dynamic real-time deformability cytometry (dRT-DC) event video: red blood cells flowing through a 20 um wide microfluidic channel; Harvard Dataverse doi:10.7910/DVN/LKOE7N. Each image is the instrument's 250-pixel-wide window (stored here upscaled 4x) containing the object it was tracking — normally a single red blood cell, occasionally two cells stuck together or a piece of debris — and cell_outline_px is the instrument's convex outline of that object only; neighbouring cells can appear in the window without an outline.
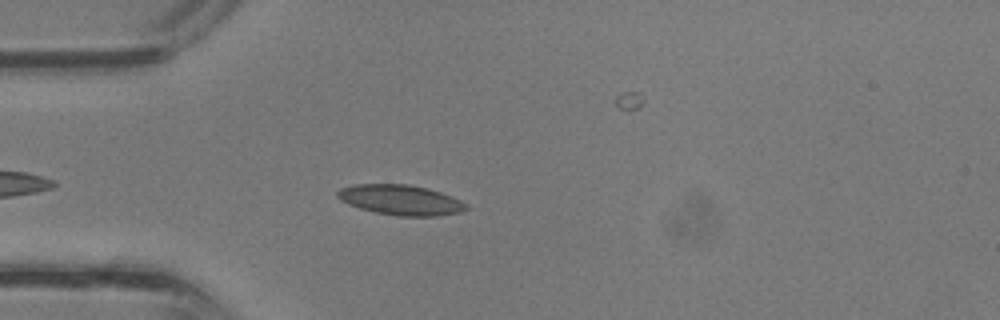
{"species": "common noctule bat (a hibernating species)", "species_latin": "Nyctalus noctula", "temperature_condition": "room temperature", "stored_images_in_passage": 26, "camera_frame_rate_fps": 3000, "um_per_image_px": 0.085, "animal": {"sex": "male", "body_mass_g": 13.3}, "frame": {"image": 1, "passage_image": 4, "time_ms": 1.0, "image_size_px": [1000, 320], "cell_outline_px": [[468, 208], [460, 212], [436, 216], [396, 216], [376, 212], [360, 208], [348, 204], [340, 200], [336, 196], [336, 192], [340, 188], [352, 184], [408, 184], [428, 188], [440, 192], [460, 200], [468, 204]], "centroid_in_image_um": [34.03, 16.99], "position_along_channel_um": 51.0, "area_um2": 22.72}}
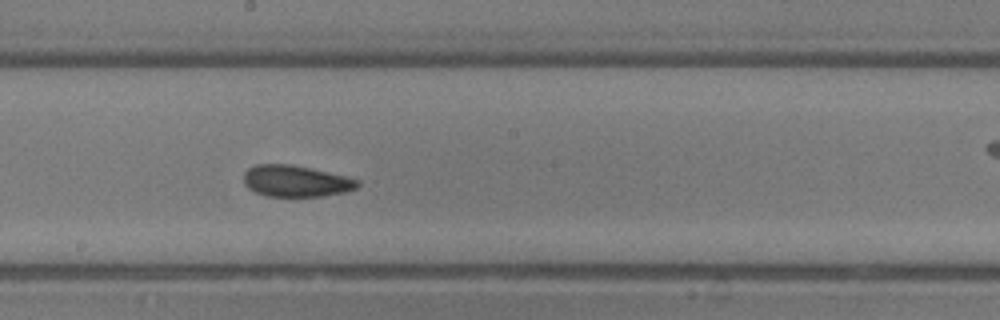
{"frame": {"image": 2, "passage_image": 14, "time_ms": 4.333, "image_size_px": [1000, 320], "cell_outline_px": [[360, 184], [356, 188], [344, 192], [324, 196], [268, 196], [256, 192], [248, 188], [244, 184], [244, 172], [248, 168], [256, 164], [292, 164], [312, 168], [360, 180]], "centroid_in_image_um": [25.14, 15.38], "position_along_channel_um": 223.1, "area_um2": 20.87}}
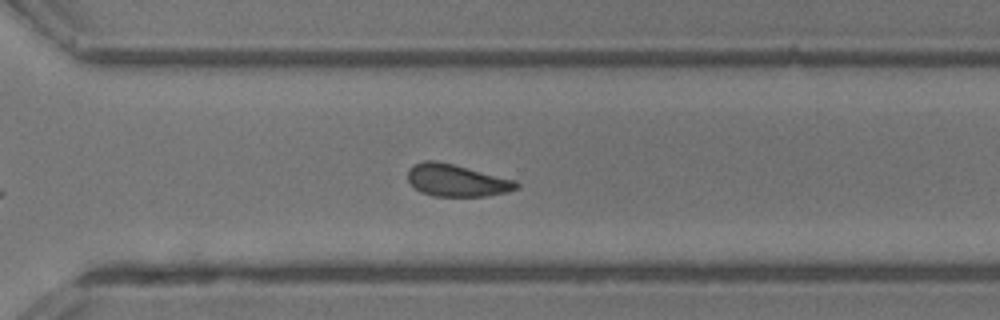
{"frame": {"image": 3, "passage_image": 20, "time_ms": 6.333, "image_size_px": [1000, 320], "cell_outline_px": [[520, 188], [508, 192], [488, 196], [432, 196], [420, 192], [408, 180], [408, 168], [412, 164], [424, 160], [436, 160], [516, 180], [520, 184]], "centroid_in_image_um": [38.82, 15.33], "position_along_channel_um": 331.8, "area_um2": 20.52}}